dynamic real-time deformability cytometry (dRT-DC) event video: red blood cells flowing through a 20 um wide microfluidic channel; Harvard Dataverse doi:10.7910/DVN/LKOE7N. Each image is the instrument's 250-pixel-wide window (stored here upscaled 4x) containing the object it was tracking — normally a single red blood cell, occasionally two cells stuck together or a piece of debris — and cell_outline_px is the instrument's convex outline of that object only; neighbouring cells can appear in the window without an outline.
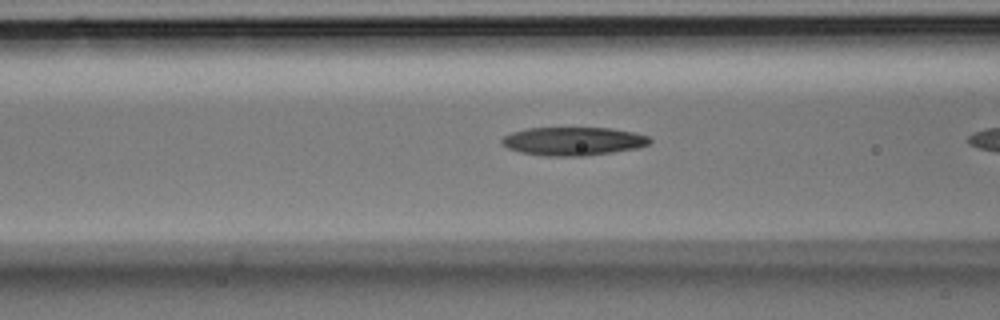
{"species": "Egyptian fruit bat (a non-hibernating species)", "species_latin": "Rousettus aegyptiacus", "temperature_condition": "room temperature", "stored_images_in_passage": 5, "camera_frame_rate_fps": 3000, "um_per_image_px": 0.085, "animal": {"sex": "male"}, "frame": {"image": 1, "passage_image": 4, "time_ms": 1.0, "image_size_px": [1000, 320], "cell_outline_px": [[652, 140], [648, 144], [640, 148], [584, 156], [544, 156], [520, 152], [508, 148], [500, 144], [500, 140], [504, 136], [512, 132], [528, 128], [612, 128], [632, 132], [648, 136]], "centroid_in_image_um": [48.7, 12.01], "position_along_channel_um": 117.9, "area_um2": 24.57}}